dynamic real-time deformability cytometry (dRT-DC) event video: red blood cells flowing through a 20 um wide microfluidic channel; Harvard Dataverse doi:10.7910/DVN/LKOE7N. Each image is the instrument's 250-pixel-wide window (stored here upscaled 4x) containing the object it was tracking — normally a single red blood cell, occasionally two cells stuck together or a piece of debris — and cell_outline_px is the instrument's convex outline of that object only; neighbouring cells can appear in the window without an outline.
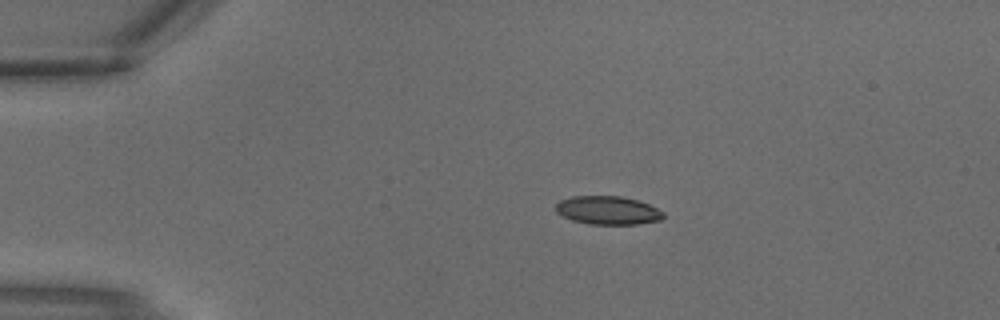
{"species": "common noctule bat (a hibernating species)", "species_latin": "Nyctalus noctula", "temperature_condition": "warm", "stored_images_in_passage": 2, "camera_frame_rate_fps": 3000, "um_per_image_px": 0.085, "animal": {"sex": "male", "body_mass_g": 18.8}, "frame": {"image": 1, "passage_image": 1, "time_ms": 0.0, "image_size_px": [1000, 320], "cell_outline_px": [[664, 216], [660, 220], [640, 224], [588, 224], [572, 220], [556, 212], [556, 204], [560, 200], [572, 196], [620, 196], [636, 200], [648, 204], [664, 212]], "centroid_in_image_um": [51.66, 17.88], "position_along_channel_um": 33.3, "area_um2": 17.74}}